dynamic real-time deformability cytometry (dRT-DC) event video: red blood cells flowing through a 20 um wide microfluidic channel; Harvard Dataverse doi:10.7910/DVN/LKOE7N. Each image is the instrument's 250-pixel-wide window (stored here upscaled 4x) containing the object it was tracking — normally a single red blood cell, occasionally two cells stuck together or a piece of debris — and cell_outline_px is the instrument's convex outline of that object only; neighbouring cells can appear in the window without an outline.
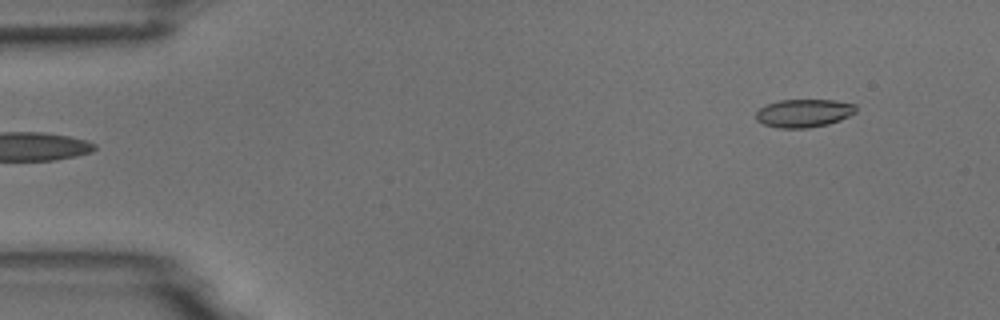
{"species": "common noctule bat (a hibernating species)", "species_latin": "Nyctalus noctula", "temperature_condition": "room temperature", "stored_images_in_passage": 6, "segment_of_instrument_passage": [2, 2], "camera_frame_rate_fps": 3000, "um_per_image_px": 0.085, "animal": {"sex": "male", "body_mass_g": 18.8}, "frame": {"image": 1, "passage_image": 6, "time_ms": 5.667, "image_size_px": [1000, 320], "cell_outline_px": [[856, 112], [840, 120], [828, 124], [808, 128], [780, 128], [764, 124], [756, 120], [756, 112], [760, 108], [768, 104], [780, 100], [836, 100], [856, 104]], "centroid_in_image_um": [68.34, 9.61], "position_along_channel_um": 16.7, "area_um2": 16.36}}